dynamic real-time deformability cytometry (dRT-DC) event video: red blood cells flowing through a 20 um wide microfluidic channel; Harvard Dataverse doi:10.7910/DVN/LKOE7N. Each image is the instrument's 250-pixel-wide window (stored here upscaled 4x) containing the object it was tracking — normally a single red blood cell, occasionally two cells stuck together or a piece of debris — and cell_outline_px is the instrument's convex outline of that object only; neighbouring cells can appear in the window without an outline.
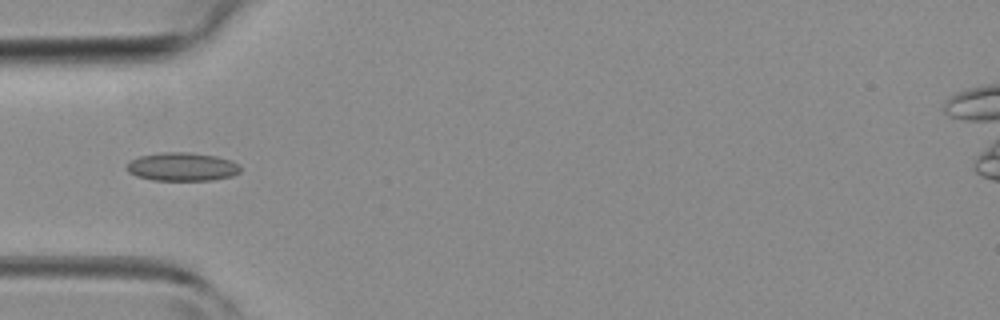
{"species": "common noctule bat (a hibernating species)", "species_latin": "Nyctalus noctula", "temperature_condition": "room temperature", "stored_images_in_passage": 3, "camera_frame_rate_fps": 3000, "um_per_image_px": 0.085, "animal": {"sex": "female", "body_mass_g": 19.3, "forearm_length_mm": 54.1}, "frame": {"image": 1, "passage_image": 3, "time_ms": 2.333, "image_size_px": [1000, 320], "cell_outline_px": [[240, 172], [232, 176], [212, 180], [152, 180], [136, 176], [128, 172], [128, 164], [132, 160], [140, 156], [160, 152], [184, 152], [216, 156], [232, 160], [240, 164]], "centroid_in_image_um": [15.52, 14.18], "position_along_channel_um": 69.5, "area_um2": 18.79}}